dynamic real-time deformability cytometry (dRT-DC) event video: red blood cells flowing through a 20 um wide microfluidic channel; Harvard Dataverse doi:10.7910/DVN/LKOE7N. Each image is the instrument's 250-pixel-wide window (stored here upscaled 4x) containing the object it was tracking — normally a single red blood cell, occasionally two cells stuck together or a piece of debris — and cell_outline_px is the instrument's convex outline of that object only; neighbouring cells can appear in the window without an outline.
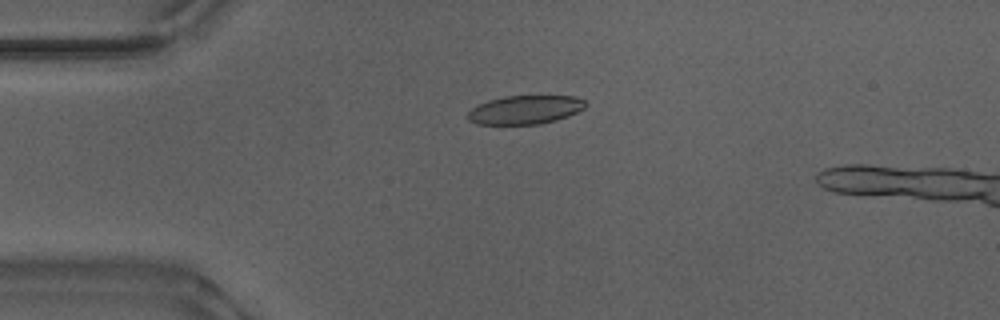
{"species": "Egyptian fruit bat (a non-hibernating species)", "species_latin": "Rousettus aegyptiacus", "temperature_condition": "warm", "stored_images_in_passage": 38, "camera_frame_rate_fps": 3000, "um_per_image_px": 0.085, "animal": {"sex": "male"}, "frame": {"image": 1, "passage_image": 1, "time_ms": 0.0, "image_size_px": [1000, 320], "cell_outline_px": [[588, 104], [584, 108], [568, 116], [556, 120], [540, 124], [476, 124], [468, 120], [468, 112], [472, 108], [488, 100], [504, 96], [576, 96], [584, 100]], "centroid_in_image_um": [44.65, 9.33], "position_along_channel_um": 40.4, "area_um2": 19.65}}
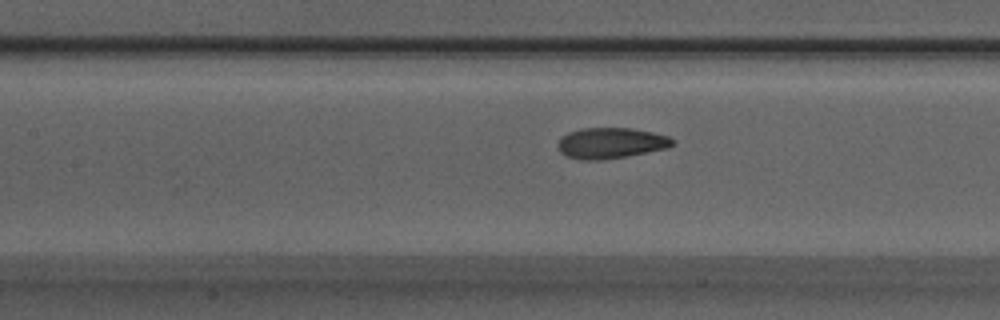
{"frame": {"image": 2, "passage_image": 12, "time_ms": 3.667, "image_size_px": [1000, 320], "cell_outline_px": [[676, 144], [668, 148], [648, 152], [600, 160], [580, 160], [568, 156], [560, 152], [556, 144], [560, 136], [568, 132], [584, 128], [632, 128], [652, 132], [668, 136], [676, 140]], "centroid_in_image_um": [51.92, 12.15], "position_along_channel_um": 155.5, "area_um2": 20.75}}
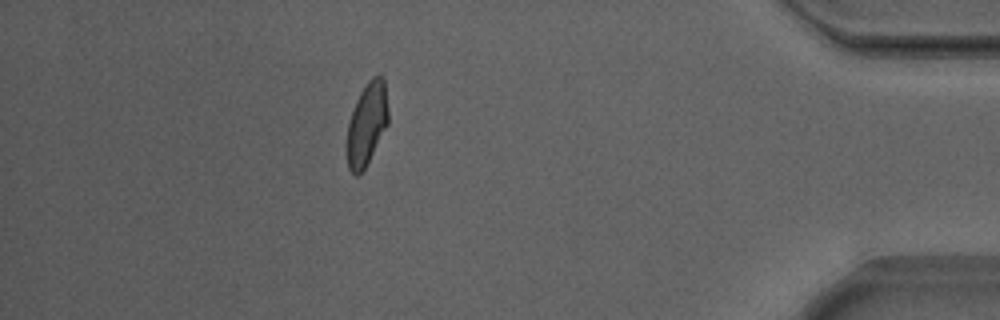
{"frame": {"image": 3, "passage_image": 35, "time_ms": 11.333, "image_size_px": [1000, 320], "cell_outline_px": [[388, 124], [364, 168], [356, 176], [348, 168], [348, 124], [356, 100], [360, 92], [368, 80], [372, 76], [380, 76], [384, 80], [388, 108]], "centroid_in_image_um": [31.2, 10.49], "position_along_channel_um": 404.0, "area_um2": 19.36}, "authors_computed_cell_mechanics": {"area_um2": 20.6924, "velocity_mm_per_s": 3.88, "shape_relaxation_time_tau1_ms": 9.1931, "shape_relaxation_time_tau2_ms": 0.9932, "deformation_change_tau1": 0.239, "deformation_change_tau2": 0.0574}}